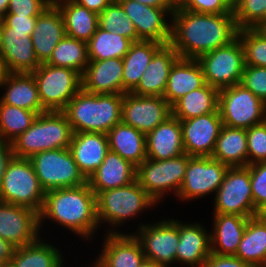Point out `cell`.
<instances>
[{
    "instance_id": "obj_57",
    "label": "cell",
    "mask_w": 266,
    "mask_h": 267,
    "mask_svg": "<svg viewBox=\"0 0 266 267\" xmlns=\"http://www.w3.org/2000/svg\"><path fill=\"white\" fill-rule=\"evenodd\" d=\"M253 29L266 39V20L259 22Z\"/></svg>"
},
{
    "instance_id": "obj_31",
    "label": "cell",
    "mask_w": 266,
    "mask_h": 267,
    "mask_svg": "<svg viewBox=\"0 0 266 267\" xmlns=\"http://www.w3.org/2000/svg\"><path fill=\"white\" fill-rule=\"evenodd\" d=\"M52 3L61 12L66 35L87 43L99 26L98 14L74 0H52Z\"/></svg>"
},
{
    "instance_id": "obj_5",
    "label": "cell",
    "mask_w": 266,
    "mask_h": 267,
    "mask_svg": "<svg viewBox=\"0 0 266 267\" xmlns=\"http://www.w3.org/2000/svg\"><path fill=\"white\" fill-rule=\"evenodd\" d=\"M73 133L62 111L40 113L32 125L11 142L14 157L30 159L42 151L69 148Z\"/></svg>"
},
{
    "instance_id": "obj_41",
    "label": "cell",
    "mask_w": 266,
    "mask_h": 267,
    "mask_svg": "<svg viewBox=\"0 0 266 267\" xmlns=\"http://www.w3.org/2000/svg\"><path fill=\"white\" fill-rule=\"evenodd\" d=\"M100 28L119 34L133 42L139 41L133 21L127 16L123 7L117 0H113L99 15Z\"/></svg>"
},
{
    "instance_id": "obj_24",
    "label": "cell",
    "mask_w": 266,
    "mask_h": 267,
    "mask_svg": "<svg viewBox=\"0 0 266 267\" xmlns=\"http://www.w3.org/2000/svg\"><path fill=\"white\" fill-rule=\"evenodd\" d=\"M69 150L80 171L88 179L102 164L109 151L107 134L74 132Z\"/></svg>"
},
{
    "instance_id": "obj_18",
    "label": "cell",
    "mask_w": 266,
    "mask_h": 267,
    "mask_svg": "<svg viewBox=\"0 0 266 267\" xmlns=\"http://www.w3.org/2000/svg\"><path fill=\"white\" fill-rule=\"evenodd\" d=\"M180 125L184 153L189 156L211 157L223 127L220 112L180 120Z\"/></svg>"
},
{
    "instance_id": "obj_26",
    "label": "cell",
    "mask_w": 266,
    "mask_h": 267,
    "mask_svg": "<svg viewBox=\"0 0 266 267\" xmlns=\"http://www.w3.org/2000/svg\"><path fill=\"white\" fill-rule=\"evenodd\" d=\"M206 84L197 59L179 57L171 67L163 97L172 106L189 92Z\"/></svg>"
},
{
    "instance_id": "obj_28",
    "label": "cell",
    "mask_w": 266,
    "mask_h": 267,
    "mask_svg": "<svg viewBox=\"0 0 266 267\" xmlns=\"http://www.w3.org/2000/svg\"><path fill=\"white\" fill-rule=\"evenodd\" d=\"M146 153L151 160H166L184 154L178 118L172 115L146 134Z\"/></svg>"
},
{
    "instance_id": "obj_51",
    "label": "cell",
    "mask_w": 266,
    "mask_h": 267,
    "mask_svg": "<svg viewBox=\"0 0 266 267\" xmlns=\"http://www.w3.org/2000/svg\"><path fill=\"white\" fill-rule=\"evenodd\" d=\"M14 157L12 144L0 139V185L5 174L7 165Z\"/></svg>"
},
{
    "instance_id": "obj_45",
    "label": "cell",
    "mask_w": 266,
    "mask_h": 267,
    "mask_svg": "<svg viewBox=\"0 0 266 267\" xmlns=\"http://www.w3.org/2000/svg\"><path fill=\"white\" fill-rule=\"evenodd\" d=\"M240 84L266 103V67L245 65Z\"/></svg>"
},
{
    "instance_id": "obj_13",
    "label": "cell",
    "mask_w": 266,
    "mask_h": 267,
    "mask_svg": "<svg viewBox=\"0 0 266 267\" xmlns=\"http://www.w3.org/2000/svg\"><path fill=\"white\" fill-rule=\"evenodd\" d=\"M213 201L212 213L254 217L256 209L251 192L249 165L229 167Z\"/></svg>"
},
{
    "instance_id": "obj_23",
    "label": "cell",
    "mask_w": 266,
    "mask_h": 267,
    "mask_svg": "<svg viewBox=\"0 0 266 267\" xmlns=\"http://www.w3.org/2000/svg\"><path fill=\"white\" fill-rule=\"evenodd\" d=\"M66 35L61 12L52 3L37 16L32 43L39 62L46 63L56 45Z\"/></svg>"
},
{
    "instance_id": "obj_1",
    "label": "cell",
    "mask_w": 266,
    "mask_h": 267,
    "mask_svg": "<svg viewBox=\"0 0 266 267\" xmlns=\"http://www.w3.org/2000/svg\"><path fill=\"white\" fill-rule=\"evenodd\" d=\"M170 45L181 58L201 55L229 45L238 37L233 13L206 14L187 11L176 5L172 13Z\"/></svg>"
},
{
    "instance_id": "obj_50",
    "label": "cell",
    "mask_w": 266,
    "mask_h": 267,
    "mask_svg": "<svg viewBox=\"0 0 266 267\" xmlns=\"http://www.w3.org/2000/svg\"><path fill=\"white\" fill-rule=\"evenodd\" d=\"M202 267H252L235 255H218L211 253Z\"/></svg>"
},
{
    "instance_id": "obj_54",
    "label": "cell",
    "mask_w": 266,
    "mask_h": 267,
    "mask_svg": "<svg viewBox=\"0 0 266 267\" xmlns=\"http://www.w3.org/2000/svg\"><path fill=\"white\" fill-rule=\"evenodd\" d=\"M156 8H176V0H134Z\"/></svg>"
},
{
    "instance_id": "obj_2",
    "label": "cell",
    "mask_w": 266,
    "mask_h": 267,
    "mask_svg": "<svg viewBox=\"0 0 266 267\" xmlns=\"http://www.w3.org/2000/svg\"><path fill=\"white\" fill-rule=\"evenodd\" d=\"M46 220L53 222L74 235L90 242L99 227L96 194L89 183L82 186L61 188L45 193L44 204L39 213V228ZM43 226V227H42ZM95 234V235H94ZM85 238V239H84Z\"/></svg>"
},
{
    "instance_id": "obj_62",
    "label": "cell",
    "mask_w": 266,
    "mask_h": 267,
    "mask_svg": "<svg viewBox=\"0 0 266 267\" xmlns=\"http://www.w3.org/2000/svg\"><path fill=\"white\" fill-rule=\"evenodd\" d=\"M91 264L92 265H89L87 267H100L94 260H93V262Z\"/></svg>"
},
{
    "instance_id": "obj_47",
    "label": "cell",
    "mask_w": 266,
    "mask_h": 267,
    "mask_svg": "<svg viewBox=\"0 0 266 267\" xmlns=\"http://www.w3.org/2000/svg\"><path fill=\"white\" fill-rule=\"evenodd\" d=\"M176 5L181 9L197 13H233V10L223 0H176Z\"/></svg>"
},
{
    "instance_id": "obj_60",
    "label": "cell",
    "mask_w": 266,
    "mask_h": 267,
    "mask_svg": "<svg viewBox=\"0 0 266 267\" xmlns=\"http://www.w3.org/2000/svg\"><path fill=\"white\" fill-rule=\"evenodd\" d=\"M232 10L238 5L240 0H223Z\"/></svg>"
},
{
    "instance_id": "obj_49",
    "label": "cell",
    "mask_w": 266,
    "mask_h": 267,
    "mask_svg": "<svg viewBox=\"0 0 266 267\" xmlns=\"http://www.w3.org/2000/svg\"><path fill=\"white\" fill-rule=\"evenodd\" d=\"M37 16L5 15L1 27H12V31H33Z\"/></svg>"
},
{
    "instance_id": "obj_25",
    "label": "cell",
    "mask_w": 266,
    "mask_h": 267,
    "mask_svg": "<svg viewBox=\"0 0 266 267\" xmlns=\"http://www.w3.org/2000/svg\"><path fill=\"white\" fill-rule=\"evenodd\" d=\"M136 180V166L109 150L97 170L88 178L91 190L99 192L126 186Z\"/></svg>"
},
{
    "instance_id": "obj_40",
    "label": "cell",
    "mask_w": 266,
    "mask_h": 267,
    "mask_svg": "<svg viewBox=\"0 0 266 267\" xmlns=\"http://www.w3.org/2000/svg\"><path fill=\"white\" fill-rule=\"evenodd\" d=\"M37 116L34 111L0 102V139L11 143L32 125Z\"/></svg>"
},
{
    "instance_id": "obj_38",
    "label": "cell",
    "mask_w": 266,
    "mask_h": 267,
    "mask_svg": "<svg viewBox=\"0 0 266 267\" xmlns=\"http://www.w3.org/2000/svg\"><path fill=\"white\" fill-rule=\"evenodd\" d=\"M132 40L119 34H113L99 26L87 42L89 61H101L111 58L123 59L129 51Z\"/></svg>"
},
{
    "instance_id": "obj_11",
    "label": "cell",
    "mask_w": 266,
    "mask_h": 267,
    "mask_svg": "<svg viewBox=\"0 0 266 267\" xmlns=\"http://www.w3.org/2000/svg\"><path fill=\"white\" fill-rule=\"evenodd\" d=\"M203 69L205 82L221 90L239 84L245 68V53L237 37L229 45L219 47L197 59Z\"/></svg>"
},
{
    "instance_id": "obj_61",
    "label": "cell",
    "mask_w": 266,
    "mask_h": 267,
    "mask_svg": "<svg viewBox=\"0 0 266 267\" xmlns=\"http://www.w3.org/2000/svg\"><path fill=\"white\" fill-rule=\"evenodd\" d=\"M3 51V35L1 31V23H0V54H2Z\"/></svg>"
},
{
    "instance_id": "obj_44",
    "label": "cell",
    "mask_w": 266,
    "mask_h": 267,
    "mask_svg": "<svg viewBox=\"0 0 266 267\" xmlns=\"http://www.w3.org/2000/svg\"><path fill=\"white\" fill-rule=\"evenodd\" d=\"M248 165L266 162V121L246 129Z\"/></svg>"
},
{
    "instance_id": "obj_17",
    "label": "cell",
    "mask_w": 266,
    "mask_h": 267,
    "mask_svg": "<svg viewBox=\"0 0 266 267\" xmlns=\"http://www.w3.org/2000/svg\"><path fill=\"white\" fill-rule=\"evenodd\" d=\"M39 213L35 210L0 201V237L16 248L35 242L42 234ZM41 234V235H40Z\"/></svg>"
},
{
    "instance_id": "obj_36",
    "label": "cell",
    "mask_w": 266,
    "mask_h": 267,
    "mask_svg": "<svg viewBox=\"0 0 266 267\" xmlns=\"http://www.w3.org/2000/svg\"><path fill=\"white\" fill-rule=\"evenodd\" d=\"M235 256L252 267H266V219L248 218Z\"/></svg>"
},
{
    "instance_id": "obj_19",
    "label": "cell",
    "mask_w": 266,
    "mask_h": 267,
    "mask_svg": "<svg viewBox=\"0 0 266 267\" xmlns=\"http://www.w3.org/2000/svg\"><path fill=\"white\" fill-rule=\"evenodd\" d=\"M103 247L94 261L100 267H140L145 259L141 243L133 233H105Z\"/></svg>"
},
{
    "instance_id": "obj_7",
    "label": "cell",
    "mask_w": 266,
    "mask_h": 267,
    "mask_svg": "<svg viewBox=\"0 0 266 267\" xmlns=\"http://www.w3.org/2000/svg\"><path fill=\"white\" fill-rule=\"evenodd\" d=\"M191 157L184 153L166 160L147 158L136 167V180L148 195L159 204L170 193L174 197L177 196L185 176L188 160Z\"/></svg>"
},
{
    "instance_id": "obj_56",
    "label": "cell",
    "mask_w": 266,
    "mask_h": 267,
    "mask_svg": "<svg viewBox=\"0 0 266 267\" xmlns=\"http://www.w3.org/2000/svg\"><path fill=\"white\" fill-rule=\"evenodd\" d=\"M10 0H0V21H2L7 14Z\"/></svg>"
},
{
    "instance_id": "obj_34",
    "label": "cell",
    "mask_w": 266,
    "mask_h": 267,
    "mask_svg": "<svg viewBox=\"0 0 266 267\" xmlns=\"http://www.w3.org/2000/svg\"><path fill=\"white\" fill-rule=\"evenodd\" d=\"M211 158L228 167L248 166L246 129L223 125Z\"/></svg>"
},
{
    "instance_id": "obj_16",
    "label": "cell",
    "mask_w": 266,
    "mask_h": 267,
    "mask_svg": "<svg viewBox=\"0 0 266 267\" xmlns=\"http://www.w3.org/2000/svg\"><path fill=\"white\" fill-rule=\"evenodd\" d=\"M172 116L171 105L163 96H139L125 93L121 122L147 134Z\"/></svg>"
},
{
    "instance_id": "obj_20",
    "label": "cell",
    "mask_w": 266,
    "mask_h": 267,
    "mask_svg": "<svg viewBox=\"0 0 266 267\" xmlns=\"http://www.w3.org/2000/svg\"><path fill=\"white\" fill-rule=\"evenodd\" d=\"M205 225L179 220V244L176 250V264L188 267H202L211 254L210 230Z\"/></svg>"
},
{
    "instance_id": "obj_8",
    "label": "cell",
    "mask_w": 266,
    "mask_h": 267,
    "mask_svg": "<svg viewBox=\"0 0 266 267\" xmlns=\"http://www.w3.org/2000/svg\"><path fill=\"white\" fill-rule=\"evenodd\" d=\"M30 161L45 192L88 183L69 148L42 151L33 155Z\"/></svg>"
},
{
    "instance_id": "obj_42",
    "label": "cell",
    "mask_w": 266,
    "mask_h": 267,
    "mask_svg": "<svg viewBox=\"0 0 266 267\" xmlns=\"http://www.w3.org/2000/svg\"><path fill=\"white\" fill-rule=\"evenodd\" d=\"M245 53V65L266 67V39L253 28L238 31Z\"/></svg>"
},
{
    "instance_id": "obj_33",
    "label": "cell",
    "mask_w": 266,
    "mask_h": 267,
    "mask_svg": "<svg viewBox=\"0 0 266 267\" xmlns=\"http://www.w3.org/2000/svg\"><path fill=\"white\" fill-rule=\"evenodd\" d=\"M164 44L140 40L133 42L123 57L122 94L131 93L139 84L154 54Z\"/></svg>"
},
{
    "instance_id": "obj_30",
    "label": "cell",
    "mask_w": 266,
    "mask_h": 267,
    "mask_svg": "<svg viewBox=\"0 0 266 267\" xmlns=\"http://www.w3.org/2000/svg\"><path fill=\"white\" fill-rule=\"evenodd\" d=\"M5 89L0 102L34 111L37 114L46 112L39 98L35 78L32 73H10L0 84Z\"/></svg>"
},
{
    "instance_id": "obj_12",
    "label": "cell",
    "mask_w": 266,
    "mask_h": 267,
    "mask_svg": "<svg viewBox=\"0 0 266 267\" xmlns=\"http://www.w3.org/2000/svg\"><path fill=\"white\" fill-rule=\"evenodd\" d=\"M137 226V230L132 233L141 243L145 258L163 267L175 265L179 244V219L162 218L153 224L145 222Z\"/></svg>"
},
{
    "instance_id": "obj_29",
    "label": "cell",
    "mask_w": 266,
    "mask_h": 267,
    "mask_svg": "<svg viewBox=\"0 0 266 267\" xmlns=\"http://www.w3.org/2000/svg\"><path fill=\"white\" fill-rule=\"evenodd\" d=\"M213 225L210 233L211 253L235 255L242 240L247 217L236 214L213 213Z\"/></svg>"
},
{
    "instance_id": "obj_4",
    "label": "cell",
    "mask_w": 266,
    "mask_h": 267,
    "mask_svg": "<svg viewBox=\"0 0 266 267\" xmlns=\"http://www.w3.org/2000/svg\"><path fill=\"white\" fill-rule=\"evenodd\" d=\"M96 206L100 229L102 224H105L104 227L108 224L109 228L104 232L115 234L123 233L117 228L134 217L138 218L146 209L153 210L157 203L135 180L126 186L99 192L96 195Z\"/></svg>"
},
{
    "instance_id": "obj_43",
    "label": "cell",
    "mask_w": 266,
    "mask_h": 267,
    "mask_svg": "<svg viewBox=\"0 0 266 267\" xmlns=\"http://www.w3.org/2000/svg\"><path fill=\"white\" fill-rule=\"evenodd\" d=\"M233 14L239 30L254 28L266 20V0H240Z\"/></svg>"
},
{
    "instance_id": "obj_46",
    "label": "cell",
    "mask_w": 266,
    "mask_h": 267,
    "mask_svg": "<svg viewBox=\"0 0 266 267\" xmlns=\"http://www.w3.org/2000/svg\"><path fill=\"white\" fill-rule=\"evenodd\" d=\"M251 192L254 208L266 201V162H257L249 165Z\"/></svg>"
},
{
    "instance_id": "obj_55",
    "label": "cell",
    "mask_w": 266,
    "mask_h": 267,
    "mask_svg": "<svg viewBox=\"0 0 266 267\" xmlns=\"http://www.w3.org/2000/svg\"><path fill=\"white\" fill-rule=\"evenodd\" d=\"M9 74L10 71L6 65V61L2 54H0V84L7 78Z\"/></svg>"
},
{
    "instance_id": "obj_14",
    "label": "cell",
    "mask_w": 266,
    "mask_h": 267,
    "mask_svg": "<svg viewBox=\"0 0 266 267\" xmlns=\"http://www.w3.org/2000/svg\"><path fill=\"white\" fill-rule=\"evenodd\" d=\"M229 167L211 157L192 156L188 160L185 176L177 198L184 202L205 196H214Z\"/></svg>"
},
{
    "instance_id": "obj_22",
    "label": "cell",
    "mask_w": 266,
    "mask_h": 267,
    "mask_svg": "<svg viewBox=\"0 0 266 267\" xmlns=\"http://www.w3.org/2000/svg\"><path fill=\"white\" fill-rule=\"evenodd\" d=\"M123 61H89L81 75L82 89L93 94H122Z\"/></svg>"
},
{
    "instance_id": "obj_52",
    "label": "cell",
    "mask_w": 266,
    "mask_h": 267,
    "mask_svg": "<svg viewBox=\"0 0 266 267\" xmlns=\"http://www.w3.org/2000/svg\"><path fill=\"white\" fill-rule=\"evenodd\" d=\"M88 10L100 14L113 0H74Z\"/></svg>"
},
{
    "instance_id": "obj_27",
    "label": "cell",
    "mask_w": 266,
    "mask_h": 267,
    "mask_svg": "<svg viewBox=\"0 0 266 267\" xmlns=\"http://www.w3.org/2000/svg\"><path fill=\"white\" fill-rule=\"evenodd\" d=\"M179 58L170 45H163L152 57L137 87L131 92L139 96H163L171 67Z\"/></svg>"
},
{
    "instance_id": "obj_32",
    "label": "cell",
    "mask_w": 266,
    "mask_h": 267,
    "mask_svg": "<svg viewBox=\"0 0 266 267\" xmlns=\"http://www.w3.org/2000/svg\"><path fill=\"white\" fill-rule=\"evenodd\" d=\"M109 150L118 153L136 167L147 159L146 134L123 122L107 133Z\"/></svg>"
},
{
    "instance_id": "obj_37",
    "label": "cell",
    "mask_w": 266,
    "mask_h": 267,
    "mask_svg": "<svg viewBox=\"0 0 266 267\" xmlns=\"http://www.w3.org/2000/svg\"><path fill=\"white\" fill-rule=\"evenodd\" d=\"M219 90L205 84L184 95L172 106V115L179 120H188L207 113L219 112Z\"/></svg>"
},
{
    "instance_id": "obj_3",
    "label": "cell",
    "mask_w": 266,
    "mask_h": 267,
    "mask_svg": "<svg viewBox=\"0 0 266 267\" xmlns=\"http://www.w3.org/2000/svg\"><path fill=\"white\" fill-rule=\"evenodd\" d=\"M124 94H93L81 89L62 112L73 132L108 133L121 122Z\"/></svg>"
},
{
    "instance_id": "obj_63",
    "label": "cell",
    "mask_w": 266,
    "mask_h": 267,
    "mask_svg": "<svg viewBox=\"0 0 266 267\" xmlns=\"http://www.w3.org/2000/svg\"><path fill=\"white\" fill-rule=\"evenodd\" d=\"M0 267H9V266L6 264L0 263Z\"/></svg>"
},
{
    "instance_id": "obj_10",
    "label": "cell",
    "mask_w": 266,
    "mask_h": 267,
    "mask_svg": "<svg viewBox=\"0 0 266 267\" xmlns=\"http://www.w3.org/2000/svg\"><path fill=\"white\" fill-rule=\"evenodd\" d=\"M218 109L228 127L248 129L266 121V103L240 83L219 90Z\"/></svg>"
},
{
    "instance_id": "obj_39",
    "label": "cell",
    "mask_w": 266,
    "mask_h": 267,
    "mask_svg": "<svg viewBox=\"0 0 266 267\" xmlns=\"http://www.w3.org/2000/svg\"><path fill=\"white\" fill-rule=\"evenodd\" d=\"M46 63L71 68L82 75L89 63L87 43L65 35Z\"/></svg>"
},
{
    "instance_id": "obj_9",
    "label": "cell",
    "mask_w": 266,
    "mask_h": 267,
    "mask_svg": "<svg viewBox=\"0 0 266 267\" xmlns=\"http://www.w3.org/2000/svg\"><path fill=\"white\" fill-rule=\"evenodd\" d=\"M32 74L47 111H62L82 89L81 74L71 68L42 63Z\"/></svg>"
},
{
    "instance_id": "obj_6",
    "label": "cell",
    "mask_w": 266,
    "mask_h": 267,
    "mask_svg": "<svg viewBox=\"0 0 266 267\" xmlns=\"http://www.w3.org/2000/svg\"><path fill=\"white\" fill-rule=\"evenodd\" d=\"M45 191L30 159L13 157L0 185V201L25 206L40 213Z\"/></svg>"
},
{
    "instance_id": "obj_53",
    "label": "cell",
    "mask_w": 266,
    "mask_h": 267,
    "mask_svg": "<svg viewBox=\"0 0 266 267\" xmlns=\"http://www.w3.org/2000/svg\"><path fill=\"white\" fill-rule=\"evenodd\" d=\"M16 247L0 237V263L8 265L13 257Z\"/></svg>"
},
{
    "instance_id": "obj_48",
    "label": "cell",
    "mask_w": 266,
    "mask_h": 267,
    "mask_svg": "<svg viewBox=\"0 0 266 267\" xmlns=\"http://www.w3.org/2000/svg\"><path fill=\"white\" fill-rule=\"evenodd\" d=\"M50 4L52 0H10L6 15L38 16Z\"/></svg>"
},
{
    "instance_id": "obj_15",
    "label": "cell",
    "mask_w": 266,
    "mask_h": 267,
    "mask_svg": "<svg viewBox=\"0 0 266 267\" xmlns=\"http://www.w3.org/2000/svg\"><path fill=\"white\" fill-rule=\"evenodd\" d=\"M117 1L133 21L139 41H154L164 45L170 43L172 20L168 19H171L175 8H156L134 0Z\"/></svg>"
},
{
    "instance_id": "obj_35",
    "label": "cell",
    "mask_w": 266,
    "mask_h": 267,
    "mask_svg": "<svg viewBox=\"0 0 266 267\" xmlns=\"http://www.w3.org/2000/svg\"><path fill=\"white\" fill-rule=\"evenodd\" d=\"M40 236L35 242L15 249L9 267H65L63 254Z\"/></svg>"
},
{
    "instance_id": "obj_58",
    "label": "cell",
    "mask_w": 266,
    "mask_h": 267,
    "mask_svg": "<svg viewBox=\"0 0 266 267\" xmlns=\"http://www.w3.org/2000/svg\"><path fill=\"white\" fill-rule=\"evenodd\" d=\"M256 217L266 219V201H264L256 210Z\"/></svg>"
},
{
    "instance_id": "obj_59",
    "label": "cell",
    "mask_w": 266,
    "mask_h": 267,
    "mask_svg": "<svg viewBox=\"0 0 266 267\" xmlns=\"http://www.w3.org/2000/svg\"><path fill=\"white\" fill-rule=\"evenodd\" d=\"M140 267H163V266L156 264L154 261L145 258L144 261L141 263Z\"/></svg>"
},
{
    "instance_id": "obj_21",
    "label": "cell",
    "mask_w": 266,
    "mask_h": 267,
    "mask_svg": "<svg viewBox=\"0 0 266 267\" xmlns=\"http://www.w3.org/2000/svg\"><path fill=\"white\" fill-rule=\"evenodd\" d=\"M3 35L2 56L10 73H32L39 62L32 43L33 31H12V27H1Z\"/></svg>"
}]
</instances>
